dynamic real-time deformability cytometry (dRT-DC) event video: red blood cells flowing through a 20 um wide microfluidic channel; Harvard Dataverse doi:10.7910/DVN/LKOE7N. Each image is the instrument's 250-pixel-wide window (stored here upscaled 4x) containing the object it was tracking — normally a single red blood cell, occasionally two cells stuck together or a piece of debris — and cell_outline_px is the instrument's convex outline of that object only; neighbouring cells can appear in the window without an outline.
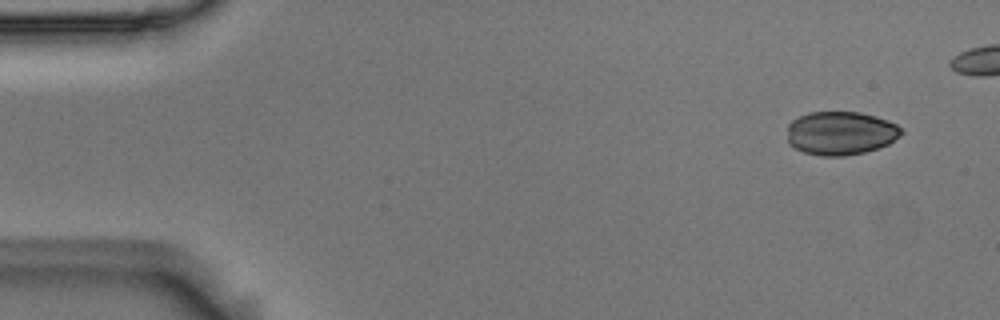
{"species": "Egyptian fruit bat (a non-hibernating species)", "species_latin": "Rousettus aegyptiacus", "temperature_condition": "room temperature", "stored_images_in_passage": 10, "camera_frame_rate_fps": 3000, "um_per_image_px": 0.085, "animal": {"sex": "male"}, "frame": {"image": 1, "passage_image": 1, "time_ms": 0.0, "image_size_px": [1000, 320], "cell_outline_px": [[904, 132], [900, 136], [888, 144], [864, 152], [844, 156], [820, 156], [804, 152], [788, 144], [788, 124], [792, 120], [808, 112], [860, 112], [876, 116], [888, 120], [896, 124]], "centroid_in_image_um": [71.45, 11.31], "position_along_channel_um": 13.6, "area_um2": 29.02}}
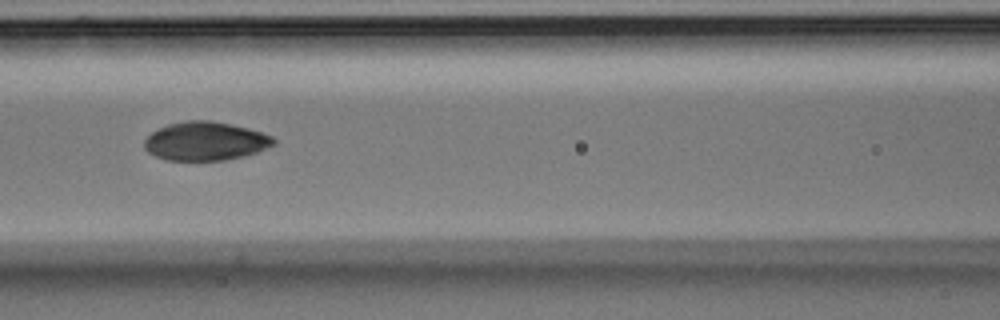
{"frame": {"image": 2, "passage_image": 6, "time_ms": 1.667, "image_size_px": [1000, 320], "cell_outline_px": [[276, 144], [256, 152], [244, 156], [224, 160], [164, 160], [148, 152], [144, 148], [144, 140], [152, 132], [168, 124], [188, 120], [208, 120], [232, 124], [248, 128], [272, 136], [276, 140]], "centroid_in_image_um": [17.46, 12.0], "position_along_channel_um": 149.1, "area_um2": 29.07}}
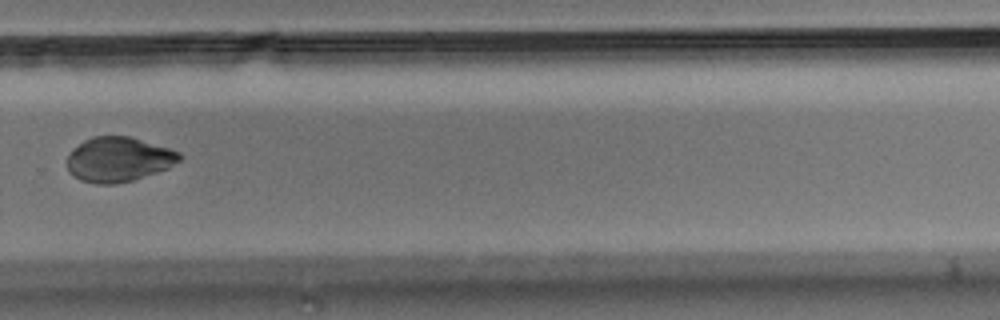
{"frame": {"image": 3, "passage_image": 10, "time_ms": 3.0, "image_size_px": [1000, 320], "cell_outline_px": [[184, 156], [180, 160], [168, 168], [132, 180], [116, 184], [96, 184], [80, 180], [72, 176], [68, 172], [68, 156], [72, 148], [84, 140], [92, 136], [132, 136], [180, 152]], "centroid_in_image_um": [10.06, 13.54], "position_along_channel_um": 319.7, "area_um2": 29.48}}